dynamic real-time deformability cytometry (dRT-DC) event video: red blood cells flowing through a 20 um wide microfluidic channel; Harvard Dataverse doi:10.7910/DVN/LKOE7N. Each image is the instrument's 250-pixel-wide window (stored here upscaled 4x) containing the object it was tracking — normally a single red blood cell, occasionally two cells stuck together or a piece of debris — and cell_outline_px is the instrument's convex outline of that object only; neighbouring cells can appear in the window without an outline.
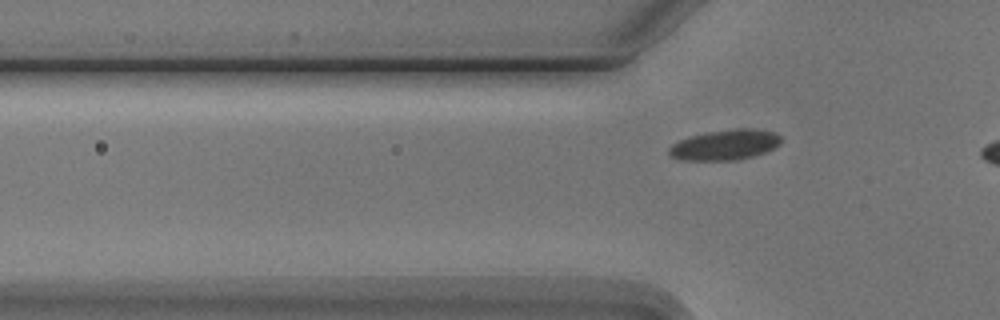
{"species": "Egyptian fruit bat (a non-hibernating species)", "species_latin": "Rousettus aegyptiacus", "temperature_condition": "cold", "stored_images_in_passage": 4, "segment_of_instrument_passage": [2, 2], "camera_frame_rate_fps": 3000, "um_per_image_px": 0.085, "animal": {"sex": "male"}, "frame": {"image": 1, "passage_image": 4, "time_ms": 3.667, "image_size_px": [1000, 320], "cell_outline_px": [[780, 144], [764, 152], [752, 156], [732, 160], [684, 160], [672, 156], [668, 152], [668, 148], [672, 144], [680, 140], [704, 132], [736, 128], [748, 128], [772, 132], [780, 136]], "centroid_in_image_um": [61.59, 12.3], "position_along_channel_um": 64.2, "area_um2": 19.48}}